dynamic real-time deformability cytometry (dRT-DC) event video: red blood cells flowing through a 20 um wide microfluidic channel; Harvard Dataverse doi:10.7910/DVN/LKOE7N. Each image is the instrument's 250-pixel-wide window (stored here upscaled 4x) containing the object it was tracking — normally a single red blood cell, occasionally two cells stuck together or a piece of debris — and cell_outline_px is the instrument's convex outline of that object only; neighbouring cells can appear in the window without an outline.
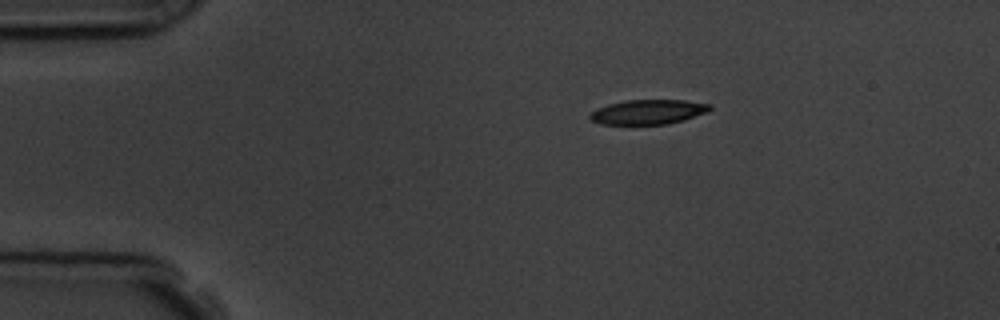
{"species": "common noctule bat (a hibernating species)", "species_latin": "Nyctalus noctula", "temperature_condition": "room temperature", "stored_images_in_passage": 3, "camera_frame_rate_fps": 3000, "um_per_image_px": 0.085, "animal": {"sex": "male", "body_mass_g": 19.5, "forearm_length_mm": 54.6}, "frame": {"image": 1, "passage_image": 1, "time_ms": 0.0, "image_size_px": [1000, 320], "cell_outline_px": [[712, 108], [708, 112], [684, 120], [668, 124], [600, 124], [592, 120], [588, 116], [596, 108], [608, 104], [624, 100], [684, 100], [712, 104]], "centroid_in_image_um": [55.11, 9.51], "position_along_channel_um": 29.9, "area_um2": 17.34}}